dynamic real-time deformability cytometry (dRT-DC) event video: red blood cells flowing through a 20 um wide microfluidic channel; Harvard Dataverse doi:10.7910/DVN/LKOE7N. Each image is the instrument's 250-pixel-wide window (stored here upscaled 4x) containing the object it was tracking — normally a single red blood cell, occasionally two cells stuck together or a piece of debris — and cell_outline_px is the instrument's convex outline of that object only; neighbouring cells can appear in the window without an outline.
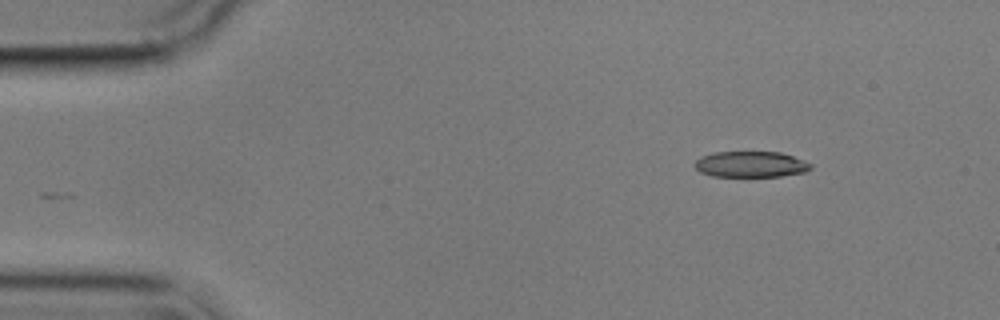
{"species": "common noctule bat (a hibernating species)", "species_latin": "Nyctalus noctula", "temperature_condition": "cold", "stored_images_in_passage": 3, "camera_frame_rate_fps": 3000, "um_per_image_px": 0.085, "animal": {"sex": "male", "body_mass_g": 17.9}, "frame": {"image": 1, "passage_image": 3, "time_ms": 2.667, "image_size_px": [1000, 320], "cell_outline_px": [[812, 168], [804, 172], [780, 176], [712, 176], [700, 172], [692, 164], [700, 156], [712, 152], [780, 152], [792, 156], [812, 164]], "centroid_in_image_um": [63.77, 13.96], "position_along_channel_um": 21.2, "area_um2": 17.51}}